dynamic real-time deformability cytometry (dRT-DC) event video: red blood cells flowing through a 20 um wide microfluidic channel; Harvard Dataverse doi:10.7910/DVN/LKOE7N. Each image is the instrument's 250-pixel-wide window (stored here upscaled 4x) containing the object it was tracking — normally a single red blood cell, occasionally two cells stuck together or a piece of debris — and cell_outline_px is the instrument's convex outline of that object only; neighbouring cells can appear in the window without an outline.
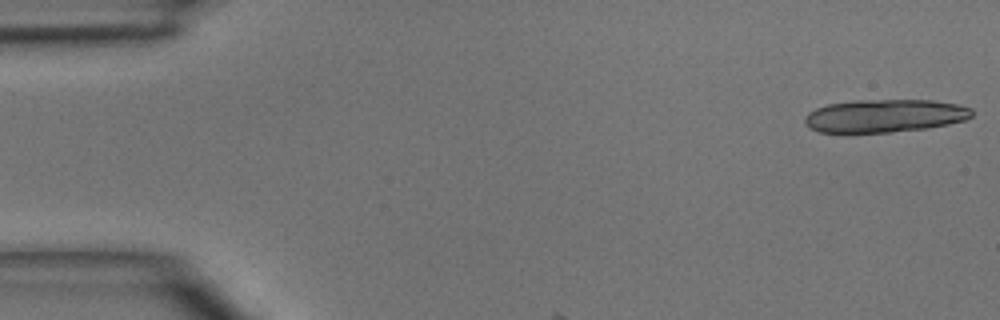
{"species": "common noctule bat (a hibernating species)", "species_latin": "Nyctalus noctula", "temperature_condition": "room temperature", "stored_images_in_passage": 4, "camera_frame_rate_fps": 3000, "um_per_image_px": 0.085, "animal": {"sex": "male", "body_mass_g": 15.6}, "frame": {"image": 1, "passage_image": 1, "time_ms": 0.0, "image_size_px": [1000, 320], "cell_outline_px": [[972, 116], [964, 120], [948, 124], [928, 128], [892, 132], [820, 132], [808, 128], [804, 124], [804, 116], [808, 112], [816, 108], [828, 104], [856, 100], [932, 100], [956, 104], [972, 108]], "centroid_in_image_um": [75.17, 9.84], "position_along_channel_um": 9.8, "area_um2": 32.19}}